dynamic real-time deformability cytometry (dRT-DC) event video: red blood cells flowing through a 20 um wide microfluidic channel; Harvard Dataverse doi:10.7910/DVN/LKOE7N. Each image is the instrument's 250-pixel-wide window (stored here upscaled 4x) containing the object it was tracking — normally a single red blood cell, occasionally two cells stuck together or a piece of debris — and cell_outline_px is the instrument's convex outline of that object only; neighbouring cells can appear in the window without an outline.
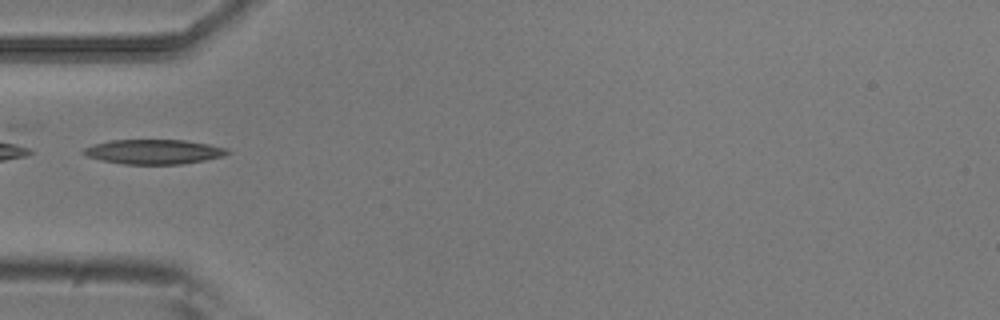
{"species": "common noctule bat (a hibernating species)", "species_latin": "Nyctalus noctula", "temperature_condition": "room temperature", "stored_images_in_passage": 6, "camera_frame_rate_fps": 3000, "um_per_image_px": 0.085, "animal": {"sex": "male", "body_mass_g": 20.5, "forearm_length_mm": 52.5}, "frame": {"image": 1, "passage_image": 5, "time_ms": 1.333, "image_size_px": [1000, 320], "cell_outline_px": [[232, 152], [224, 156], [184, 164], [124, 164], [100, 160], [88, 156], [80, 152], [84, 148], [92, 144], [112, 140], [184, 140], [208, 144], [228, 148]], "centroid_in_image_um": [13.08, 12.9], "position_along_channel_um": 71.9, "area_um2": 20.75}}
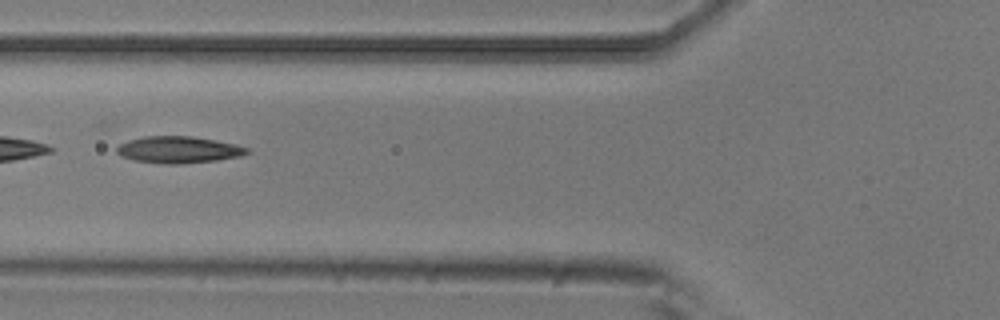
{"frame": {"image": 2, "passage_image": 6, "time_ms": 1.667, "image_size_px": [1000, 320], "cell_outline_px": [[252, 152], [240, 156], [216, 160], [180, 164], [164, 164], [136, 160], [120, 156], [116, 152], [116, 148], [120, 144], [128, 140], [144, 136], [192, 136], [216, 140], [236, 144], [248, 148]], "centroid_in_image_um": [15.19, 12.72], "position_along_channel_um": 110.6, "area_um2": 20.35}}